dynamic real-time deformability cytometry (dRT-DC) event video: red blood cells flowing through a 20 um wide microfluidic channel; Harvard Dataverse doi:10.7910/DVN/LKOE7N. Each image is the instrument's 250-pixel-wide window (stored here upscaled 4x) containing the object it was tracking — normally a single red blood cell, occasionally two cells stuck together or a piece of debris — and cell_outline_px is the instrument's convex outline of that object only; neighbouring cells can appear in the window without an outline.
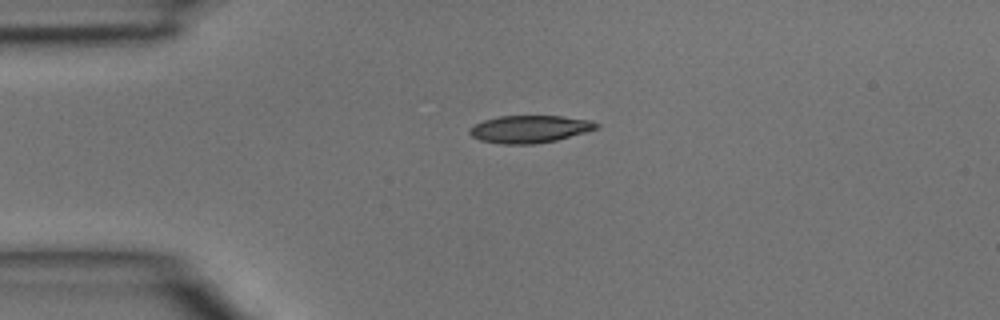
{"species": "common noctule bat (a hibernating species)", "species_latin": "Nyctalus noctula", "temperature_condition": "room temperature", "stored_images_in_passage": 2, "camera_frame_rate_fps": 3000, "um_per_image_px": 0.085, "animal": {"sex": "male", "body_mass_g": 15.6}, "frame": {"image": 1, "passage_image": 2, "time_ms": 0.333, "image_size_px": [1000, 320], "cell_outline_px": [[600, 128], [556, 140], [536, 144], [504, 144], [480, 140], [472, 136], [468, 132], [468, 128], [472, 124], [484, 120], [500, 116], [560, 116], [592, 120], [600, 124]], "centroid_in_image_um": [45.02, 10.97], "position_along_channel_um": 40.0, "area_um2": 20.4}}